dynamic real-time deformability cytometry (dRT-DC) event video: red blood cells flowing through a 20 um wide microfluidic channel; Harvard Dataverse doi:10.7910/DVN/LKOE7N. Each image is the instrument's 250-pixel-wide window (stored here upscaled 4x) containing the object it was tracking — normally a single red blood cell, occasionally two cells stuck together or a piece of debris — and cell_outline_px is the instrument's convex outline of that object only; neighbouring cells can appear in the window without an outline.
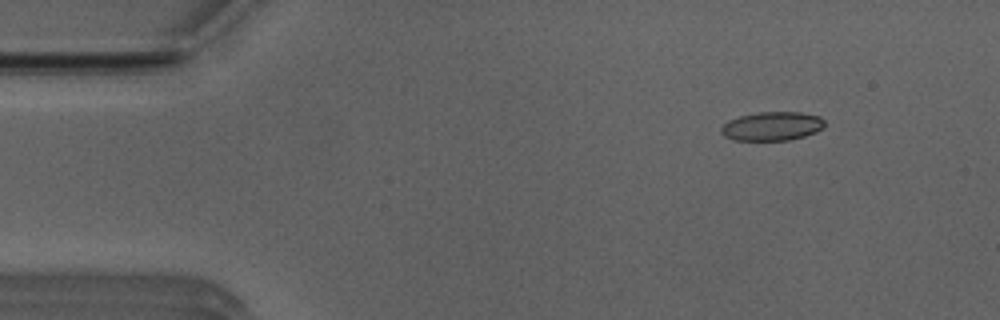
{"species": "Egyptian fruit bat (a non-hibernating species)", "species_latin": "Rousettus aegyptiacus", "temperature_condition": "room temperature", "stored_images_in_passage": 46, "camera_frame_rate_fps": 3000, "um_per_image_px": 0.085, "animal": {"sex": "male"}, "frame": {"image": 1, "passage_image": 1, "time_ms": 0.0, "image_size_px": [1000, 320], "cell_outline_px": [[824, 124], [816, 132], [804, 136], [788, 140], [732, 140], [724, 136], [720, 132], [720, 128], [728, 120], [740, 116], [760, 112], [800, 112], [820, 116], [824, 120]], "centroid_in_image_um": [65.59, 10.72], "position_along_channel_um": 19.4, "area_um2": 17.34}}
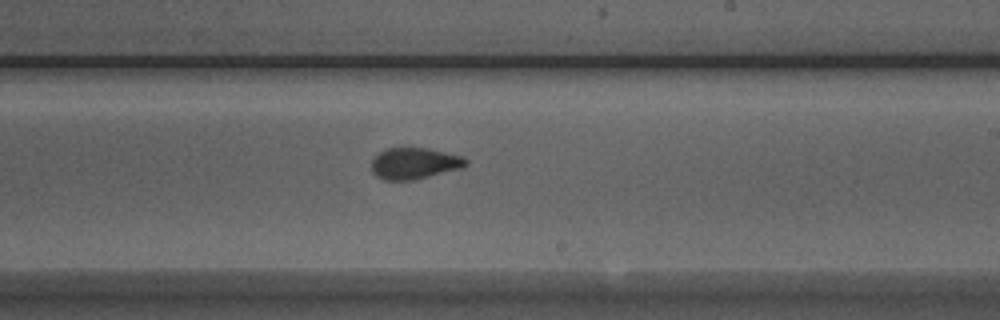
{"frame": {"image": 2, "passage_image": 25, "time_ms": 8.0, "image_size_px": [1000, 320], "cell_outline_px": [[468, 164], [464, 168], [416, 180], [384, 180], [376, 176], [372, 172], [372, 160], [380, 152], [388, 148], [428, 148], [464, 156], [468, 160]], "centroid_in_image_um": [35.28, 13.9], "position_along_channel_um": 253.7, "area_um2": 17.51}}
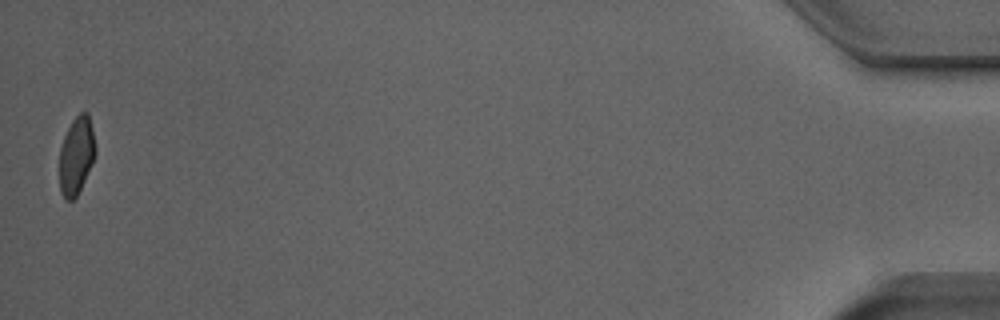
{"frame": {"image": 3, "passage_image": 46, "time_ms": 15.0, "image_size_px": [1000, 320], "cell_outline_px": [[96, 152], [92, 164], [76, 196], [72, 200], [64, 200], [60, 192], [60, 148], [64, 136], [72, 120], [80, 112], [88, 112], [92, 128], [96, 148]], "centroid_in_image_um": [6.49, 13.21], "position_along_channel_um": 428.7, "area_um2": 16.18}, "authors_computed_cell_mechanics": {"area_um2": 17.6001, "velocity_mm_per_s": 3.9544, "shape_relaxation_time_tau1_ms": 7.2992, "shape_relaxation_time_tau2_ms": 1.1337, "deformation_change_tau1": 0.1822, "deformation_change_tau2": 0.0591}}